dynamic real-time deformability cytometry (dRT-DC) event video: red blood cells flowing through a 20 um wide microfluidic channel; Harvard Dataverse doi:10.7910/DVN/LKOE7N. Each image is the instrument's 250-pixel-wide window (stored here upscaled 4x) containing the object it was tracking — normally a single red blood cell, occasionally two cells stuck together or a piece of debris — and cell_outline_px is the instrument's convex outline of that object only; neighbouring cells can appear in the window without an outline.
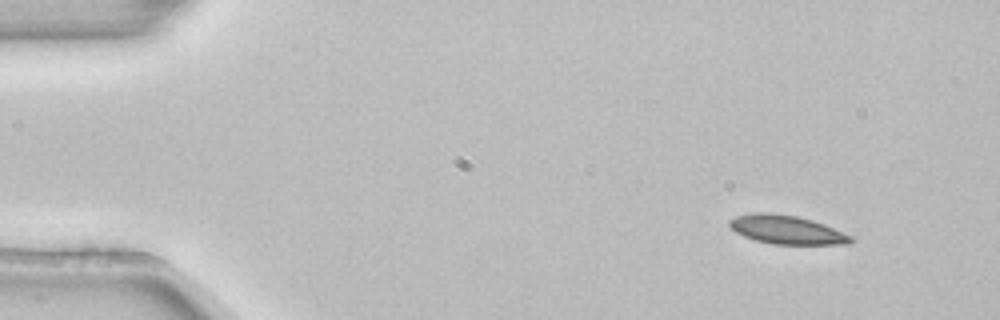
{"species": "common noctule bat (a hibernating species)", "species_latin": "Nyctalus noctula", "temperature_condition": "room temperature", "stored_images_in_passage": 3, "camera_frame_rate_fps": 3000, "um_per_image_px": 0.085, "animal": {"sex": "female", "body_mass_g": 22.7, "forearm_length_mm": 54.2}, "frame": {"image": 1, "passage_image": 1, "time_ms": 0.0, "image_size_px": [1000, 320], "cell_outline_px": [[856, 240], [848, 244], [772, 244], [756, 240], [744, 236], [736, 232], [728, 224], [728, 220], [736, 216], [752, 212], [768, 212], [796, 216], [812, 220], [824, 224], [852, 236]], "centroid_in_image_um": [66.87, 19.52], "position_along_channel_um": 18.1, "area_um2": 20.29}}